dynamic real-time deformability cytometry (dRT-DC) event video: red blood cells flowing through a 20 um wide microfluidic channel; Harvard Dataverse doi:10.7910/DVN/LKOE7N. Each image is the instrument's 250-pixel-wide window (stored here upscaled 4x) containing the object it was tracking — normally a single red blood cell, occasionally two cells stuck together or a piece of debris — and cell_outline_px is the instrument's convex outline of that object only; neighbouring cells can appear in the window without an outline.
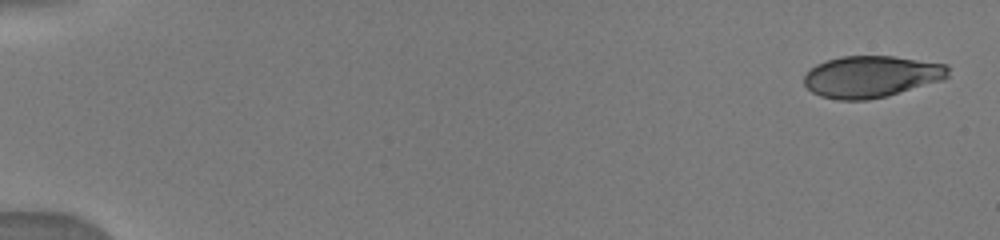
{"species": "human", "species_latin": "Homo sapiens", "temperature_condition": "warm", "stored_images_in_passage": 37, "camera_frame_rate_fps": 3000, "um_per_image_px": 0.085, "donor": {"sex": "male"}, "frame": {"image": 1, "passage_image": 1, "time_ms": 0.0, "image_size_px": [1000, 240], "cell_outline_px": [[948, 76], [944, 80], [888, 96], [868, 100], [836, 100], [820, 96], [812, 92], [804, 84], [804, 76], [816, 64], [840, 56], [892, 56], [948, 64]], "centroid_in_image_um": [74.07, 6.52], "position_along_channel_um": 10.9, "area_um2": 35.2}}
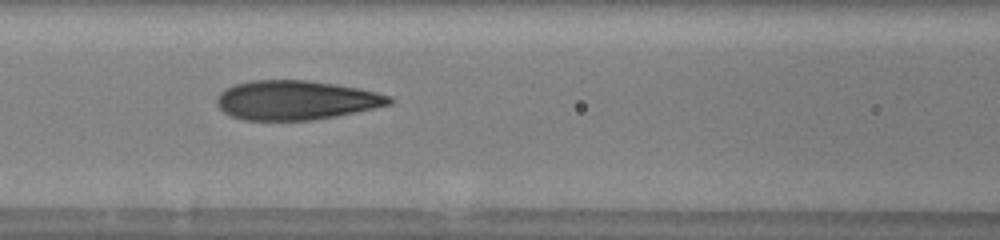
{"frame": {"image": 2, "passage_image": 16, "time_ms": 7.333, "image_size_px": [1000, 240], "cell_outline_px": [[392, 104], [356, 112], [336, 116], [312, 120], [244, 120], [232, 116], [224, 112], [216, 104], [216, 96], [220, 92], [236, 84], [252, 80], [308, 80], [336, 84], [360, 88], [392, 96]], "centroid_in_image_um": [25.17, 8.51], "position_along_channel_um": 141.4, "area_um2": 39.54}}
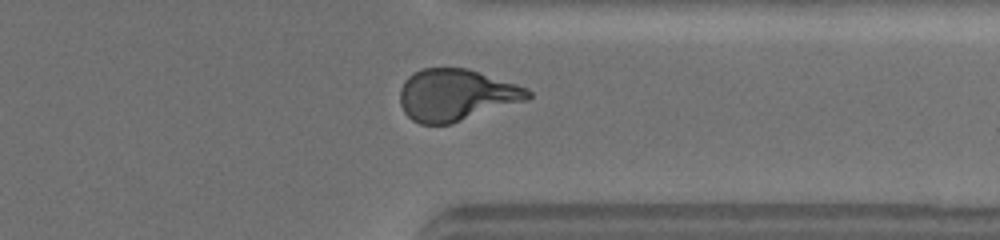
{"frame": {"image": 3, "passage_image": 33, "time_ms": 13.0, "image_size_px": [1000, 240], "cell_outline_px": [[532, 96], [528, 100], [452, 124], [420, 124], [412, 120], [404, 112], [400, 104], [400, 88], [404, 80], [408, 76], [424, 68], [468, 68], [528, 88], [532, 92]], "centroid_in_image_um": [38.78, 8.08], "position_along_channel_um": 372.6, "area_um2": 38.84}}